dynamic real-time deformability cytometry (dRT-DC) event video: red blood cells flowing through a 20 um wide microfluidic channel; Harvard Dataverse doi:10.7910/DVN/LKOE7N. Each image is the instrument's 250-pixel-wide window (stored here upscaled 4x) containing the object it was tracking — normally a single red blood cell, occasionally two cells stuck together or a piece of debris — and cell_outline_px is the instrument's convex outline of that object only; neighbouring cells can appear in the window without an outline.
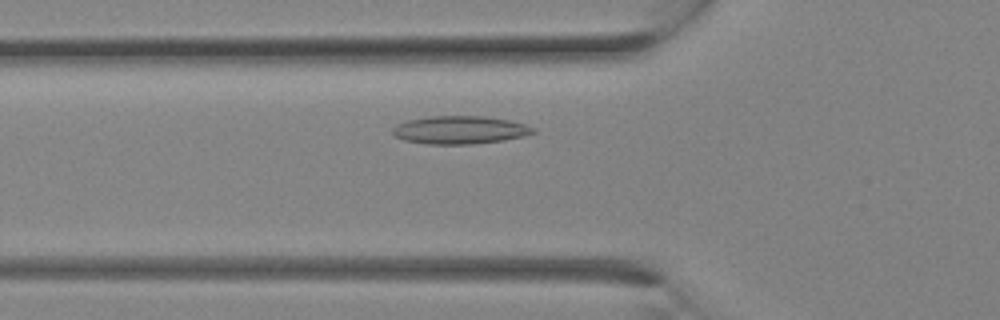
{"species": "Egyptian fruit bat (a non-hibernating species)", "species_latin": "Rousettus aegyptiacus", "temperature_condition": "room temperature", "stored_images_in_passage": 11, "camera_frame_rate_fps": 3000, "um_per_image_px": 0.085, "animal": {"sex": "female"}, "frame": {"image": 1, "passage_image": 4, "time_ms": 1.0, "image_size_px": [1000, 320], "cell_outline_px": [[536, 132], [524, 136], [504, 140], [472, 144], [428, 144], [404, 140], [396, 136], [392, 132], [392, 128], [396, 124], [408, 120], [428, 116], [484, 116], [508, 120], [524, 124], [536, 128]], "centroid_in_image_um": [39.09, 11.04], "position_along_channel_um": 86.7, "area_um2": 22.95}}
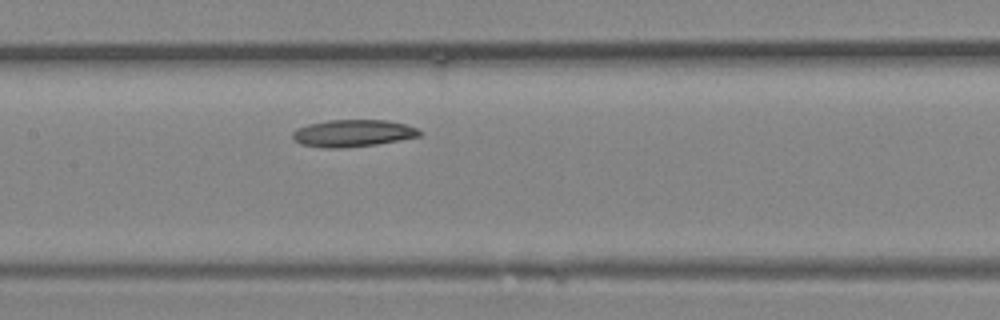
{"frame": {"image": 2, "passage_image": 8, "time_ms": 2.333, "image_size_px": [1000, 320], "cell_outline_px": [[424, 132], [420, 136], [400, 140], [376, 144], [344, 148], [324, 148], [300, 144], [292, 140], [292, 132], [296, 128], [308, 124], [328, 120], [388, 120], [404, 124], [416, 128]], "centroid_in_image_um": [29.96, 11.33], "position_along_channel_um": 177.4, "area_um2": 20.23}}
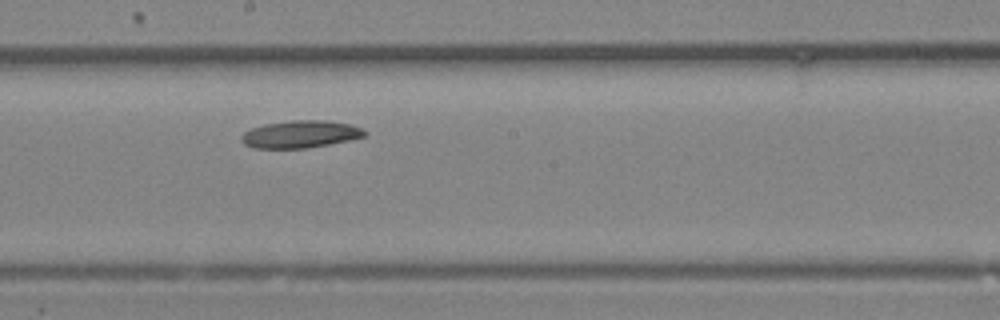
{"frame": {"image": 3, "passage_image": 10, "time_ms": 3.0, "image_size_px": [1000, 320], "cell_outline_px": [[368, 132], [364, 136], [352, 140], [308, 148], [252, 148], [244, 144], [240, 140], [240, 136], [244, 132], [252, 128], [264, 124], [292, 120], [328, 120], [352, 124]], "centroid_in_image_um": [25.54, 11.41], "position_along_channel_um": 222.7, "area_um2": 19.88}}